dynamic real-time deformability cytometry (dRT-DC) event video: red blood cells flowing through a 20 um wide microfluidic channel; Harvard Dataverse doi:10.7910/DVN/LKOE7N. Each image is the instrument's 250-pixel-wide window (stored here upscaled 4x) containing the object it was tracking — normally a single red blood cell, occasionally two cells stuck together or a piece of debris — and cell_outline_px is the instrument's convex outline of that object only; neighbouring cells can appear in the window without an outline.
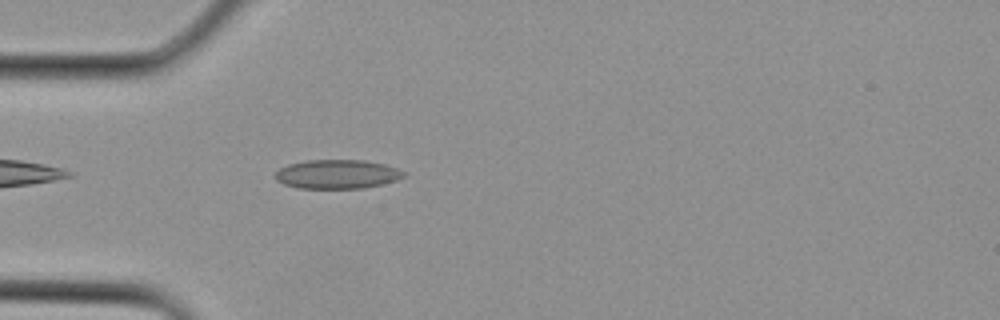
{"species": "Egyptian fruit bat (a non-hibernating species)", "species_latin": "Rousettus aegyptiacus", "temperature_condition": "cold", "stored_images_in_passage": 7, "camera_frame_rate_fps": 3000, "um_per_image_px": 0.085, "animal": {"sex": "female"}, "frame": {"image": 1, "passage_image": 1, "time_ms": 0.0, "image_size_px": [1000, 320], "cell_outline_px": [[404, 176], [396, 180], [364, 188], [300, 188], [284, 184], [276, 180], [276, 172], [280, 168], [288, 164], [308, 160], [364, 160], [384, 164], [396, 168], [404, 172]], "centroid_in_image_um": [28.64, 14.8], "position_along_channel_um": 56.4, "area_um2": 21.5}}
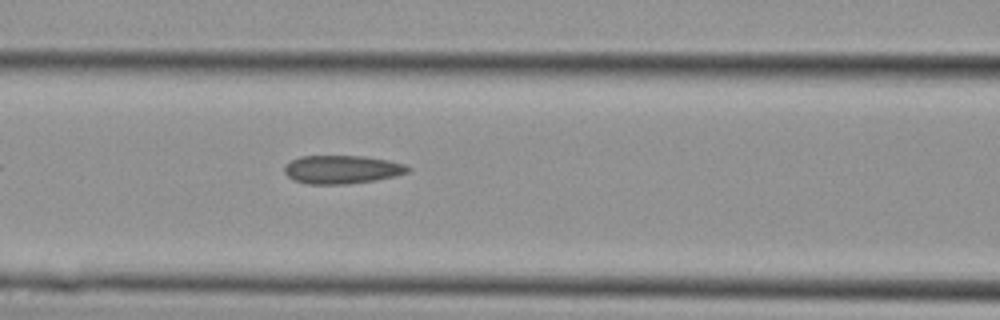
{"frame": {"image": 2, "passage_image": 5, "time_ms": 1.333, "image_size_px": [1000, 320], "cell_outline_px": [[412, 168], [408, 172], [396, 176], [376, 180], [348, 184], [308, 184], [292, 180], [284, 172], [284, 164], [300, 156], [364, 156], [388, 160], [404, 164]], "centroid_in_image_um": [29.06, 14.41], "position_along_channel_um": 137.5, "area_um2": 20.58}}
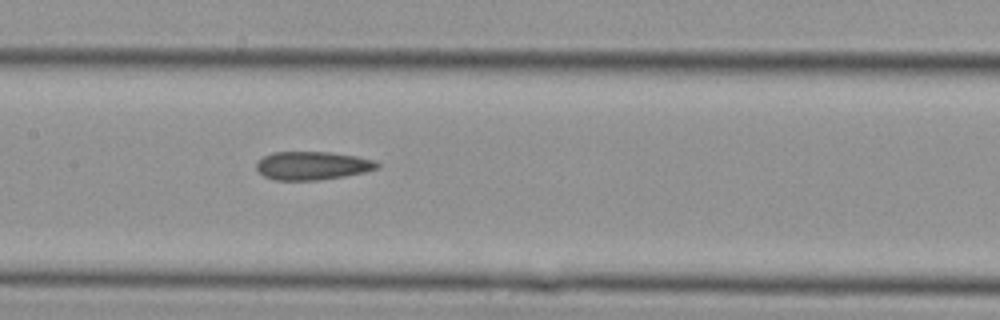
{"frame": {"image": 3, "passage_image": 7, "time_ms": 2.0, "image_size_px": [1000, 320], "cell_outline_px": [[380, 168], [364, 172], [344, 176], [320, 180], [276, 180], [264, 176], [256, 168], [256, 164], [264, 156], [272, 152], [328, 152], [356, 156], [372, 160], [380, 164]], "centroid_in_image_um": [26.56, 14.08], "position_along_channel_um": 180.8, "area_um2": 19.83}}